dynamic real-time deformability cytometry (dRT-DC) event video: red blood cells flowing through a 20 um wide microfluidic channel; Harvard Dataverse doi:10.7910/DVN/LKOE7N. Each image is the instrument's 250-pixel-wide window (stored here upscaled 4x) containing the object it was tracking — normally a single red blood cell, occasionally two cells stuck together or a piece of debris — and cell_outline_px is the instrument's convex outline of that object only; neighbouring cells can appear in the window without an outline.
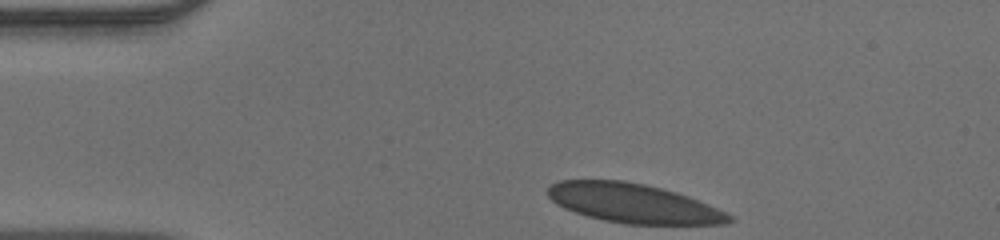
{"species": "human", "species_latin": "Homo sapiens", "temperature_condition": "warm", "stored_images_in_passage": 34, "camera_frame_rate_fps": 3000, "um_per_image_px": 0.085, "donor": {"sex": "male"}, "frame": {"image": 1, "passage_image": 1, "time_ms": 0.0, "image_size_px": [1000, 240], "cell_outline_px": [[736, 220], [728, 224], [624, 224], [604, 220], [588, 216], [564, 208], [556, 204], [548, 196], [548, 188], [552, 184], [560, 180], [624, 180], [644, 184], [676, 192], [688, 196], [716, 208], [732, 216]], "centroid_in_image_um": [53.84, 17.28], "position_along_channel_um": 31.2, "area_um2": 41.27}}
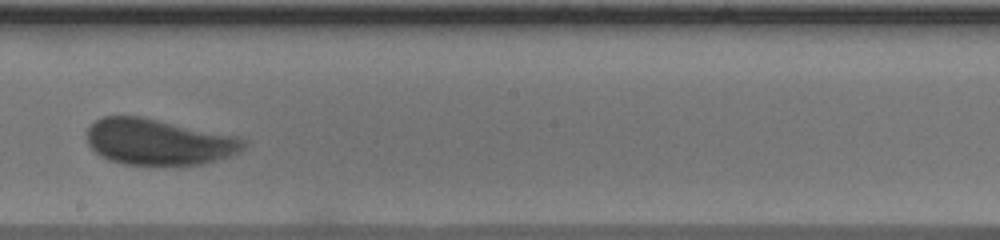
{"frame": {"image": 2, "passage_image": 20, "time_ms": 6.333, "image_size_px": [1000, 240], "cell_outline_px": [[248, 140], [244, 148], [240, 152], [216, 160], [200, 164], [124, 164], [100, 156], [88, 144], [84, 132], [96, 120], [104, 116], [140, 116], [236, 136]], "centroid_in_image_um": [13.46, 12.05], "position_along_channel_um": 234.7, "area_um2": 41.79}}
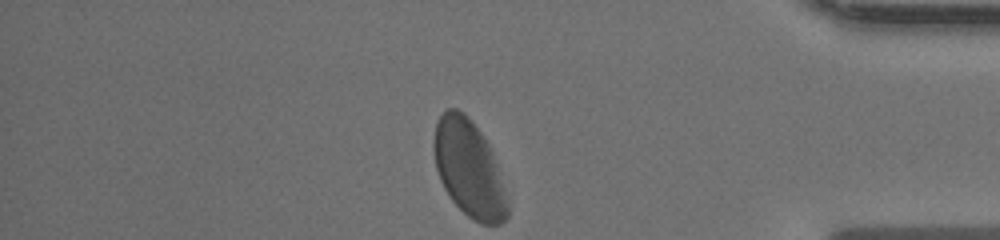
{"frame": {"image": 3, "passage_image": 34, "time_ms": 11.0, "image_size_px": [1000, 240], "cell_outline_px": [[508, 216], [500, 224], [480, 224], [472, 220], [448, 196], [440, 180], [436, 168], [432, 148], [432, 144], [436, 124], [440, 116], [448, 108], [456, 108], [464, 112], [472, 120], [484, 136], [492, 152], [508, 196]], "centroid_in_image_um": [39.86, 14.33], "position_along_channel_um": 395.3, "area_um2": 41.79}}